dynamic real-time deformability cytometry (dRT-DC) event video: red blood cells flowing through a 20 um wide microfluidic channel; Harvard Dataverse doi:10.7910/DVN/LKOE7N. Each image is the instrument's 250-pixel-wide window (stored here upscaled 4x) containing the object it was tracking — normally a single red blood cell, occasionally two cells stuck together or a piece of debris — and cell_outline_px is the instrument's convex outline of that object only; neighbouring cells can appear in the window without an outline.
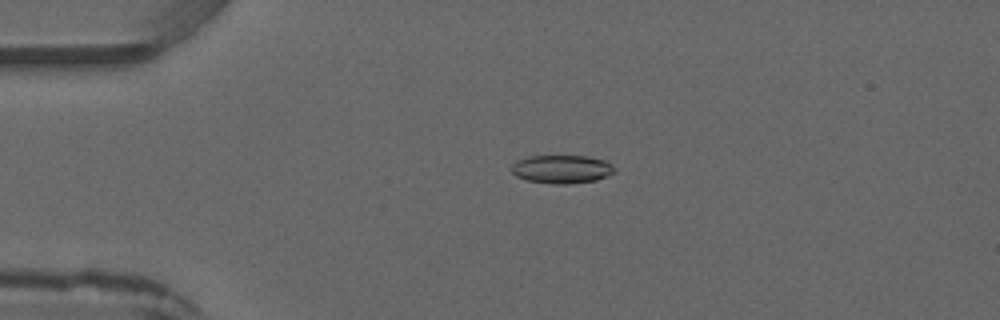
{"species": "common noctule bat (a hibernating species)", "species_latin": "Nyctalus noctula", "temperature_condition": "warm", "stored_images_in_passage": 3, "camera_frame_rate_fps": 3000, "um_per_image_px": 0.085, "animal": {"sex": "male", "forearm_length_mm": 52.5}, "frame": {"image": 1, "passage_image": 1, "time_ms": 0.0, "image_size_px": [1000, 320], "cell_outline_px": [[616, 172], [608, 176], [596, 180], [568, 184], [552, 184], [528, 180], [516, 176], [512, 172], [512, 164], [516, 160], [532, 156], [584, 156], [608, 160], [616, 168]], "centroid_in_image_um": [47.81, 14.38], "position_along_channel_um": 37.2, "area_um2": 17.17}}
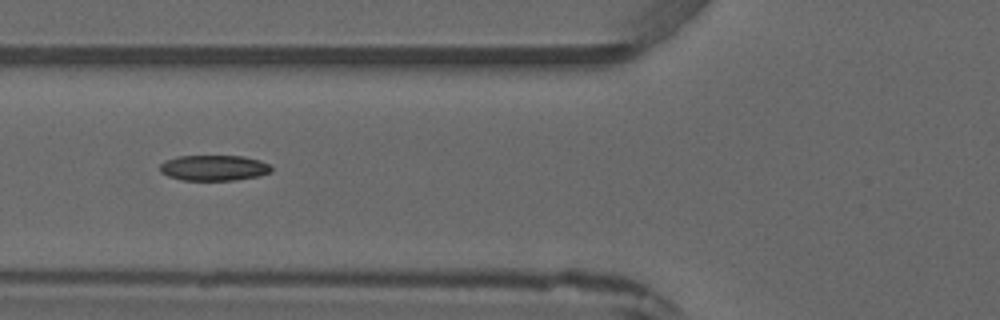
{"frame": {"image": 2, "passage_image": 3, "time_ms": 2.333, "image_size_px": [1000, 320], "cell_outline_px": [[272, 172], [260, 176], [236, 180], [180, 180], [168, 176], [160, 172], [160, 164], [164, 160], [176, 156], [244, 156], [260, 160], [272, 164]], "centroid_in_image_um": [18.21, 14.27], "position_along_channel_um": 107.6, "area_um2": 16.94}}